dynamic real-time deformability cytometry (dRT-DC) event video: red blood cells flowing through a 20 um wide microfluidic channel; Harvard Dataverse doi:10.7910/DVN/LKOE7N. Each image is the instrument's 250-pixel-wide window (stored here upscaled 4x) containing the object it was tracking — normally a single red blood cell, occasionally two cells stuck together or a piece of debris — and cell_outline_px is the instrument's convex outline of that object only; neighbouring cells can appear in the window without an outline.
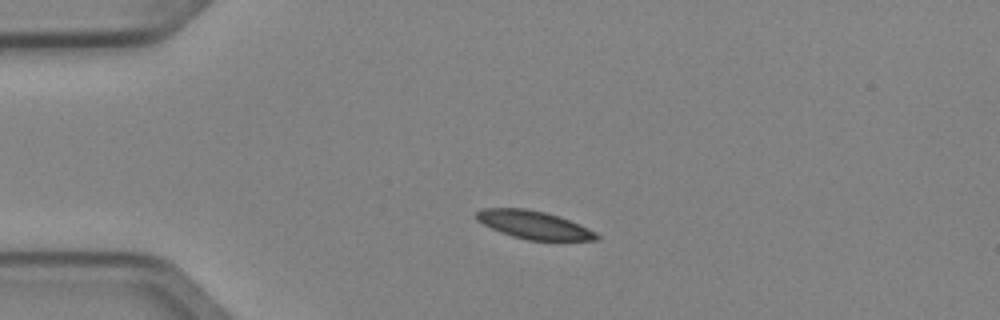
{"species": "Egyptian fruit bat (a non-hibernating species)", "species_latin": "Rousettus aegyptiacus", "temperature_condition": "cold", "stored_images_in_passage": 1, "camera_frame_rate_fps": 3000, "um_per_image_px": 0.085, "animal": {"sex": "female"}, "frame": {"image": 1, "passage_image": 1, "time_ms": 0.0, "image_size_px": [1000, 320], "cell_outline_px": [[600, 236], [596, 240], [528, 240], [512, 236], [500, 232], [476, 220], [476, 212], [484, 208], [524, 208], [544, 212], [580, 224], [596, 232]], "centroid_in_image_um": [45.37, 19.11], "position_along_channel_um": 39.6, "area_um2": 19.36}}